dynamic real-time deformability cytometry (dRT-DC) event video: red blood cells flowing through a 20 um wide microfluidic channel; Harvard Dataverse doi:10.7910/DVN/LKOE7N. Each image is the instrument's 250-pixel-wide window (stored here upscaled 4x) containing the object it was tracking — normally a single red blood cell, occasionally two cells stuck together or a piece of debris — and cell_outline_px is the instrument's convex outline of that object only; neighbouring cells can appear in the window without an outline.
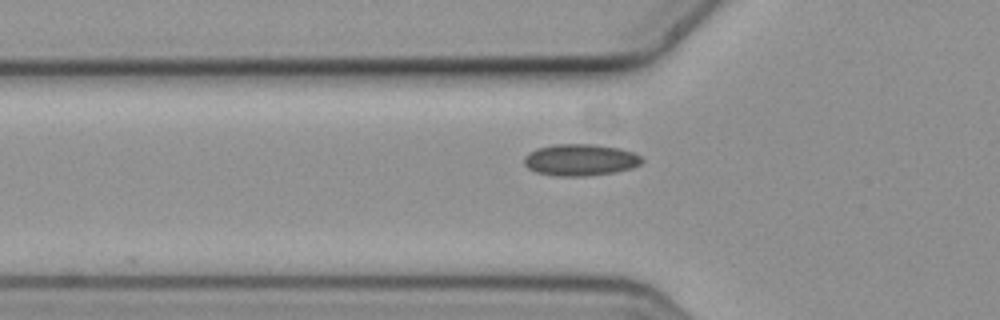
{"species": "common noctule bat (a hibernating species)", "species_latin": "Nyctalus noctula", "temperature_condition": "cold", "stored_images_in_passage": 3, "segment_of_instrument_passage": [1, 2], "camera_frame_rate_fps": 3000, "um_per_image_px": 0.085, "animal": {"sex": "female", "body_mass_g": 19.3, "forearm_length_mm": 54.1}, "frame": {"image": 1, "passage_image": 2, "time_ms": 0.333, "image_size_px": [1000, 320], "cell_outline_px": [[644, 160], [640, 164], [632, 168], [616, 172], [584, 176], [556, 176], [536, 172], [528, 168], [524, 164], [524, 156], [528, 152], [536, 148], [556, 144], [592, 144], [620, 148], [632, 152], [640, 156]], "centroid_in_image_um": [49.31, 13.59], "position_along_channel_um": 76.5, "area_um2": 21.85}}